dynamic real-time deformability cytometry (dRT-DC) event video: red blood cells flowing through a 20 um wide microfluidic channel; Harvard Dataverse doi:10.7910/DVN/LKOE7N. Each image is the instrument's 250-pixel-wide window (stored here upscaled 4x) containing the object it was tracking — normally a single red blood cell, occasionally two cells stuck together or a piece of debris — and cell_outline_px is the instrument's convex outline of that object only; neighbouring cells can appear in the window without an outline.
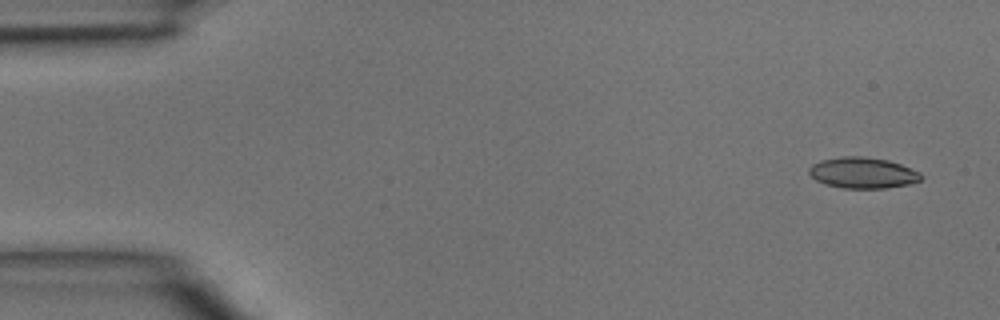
{"species": "common noctule bat (a hibernating species)", "species_latin": "Nyctalus noctula", "temperature_condition": "room temperature", "stored_images_in_passage": 4, "camera_frame_rate_fps": 3000, "um_per_image_px": 0.085, "animal": {"sex": "male", "body_mass_g": 15.6}, "frame": {"image": 1, "passage_image": 1, "time_ms": 0.0, "image_size_px": [1000, 320], "cell_outline_px": [[924, 176], [920, 180], [908, 184], [884, 188], [844, 188], [824, 184], [816, 180], [808, 172], [808, 168], [812, 164], [820, 160], [844, 156], [860, 156], [888, 160], [900, 164], [920, 172]], "centroid_in_image_um": [73.32, 14.69], "position_along_channel_um": 11.7, "area_um2": 20.17}}